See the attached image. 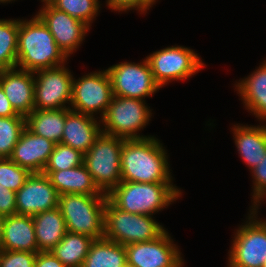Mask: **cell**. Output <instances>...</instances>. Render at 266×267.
Wrapping results in <instances>:
<instances>
[{
    "label": "cell",
    "instance_id": "6da1fadb",
    "mask_svg": "<svg viewBox=\"0 0 266 267\" xmlns=\"http://www.w3.org/2000/svg\"><path fill=\"white\" fill-rule=\"evenodd\" d=\"M154 136L124 139L121 152V181L172 183L168 155Z\"/></svg>",
    "mask_w": 266,
    "mask_h": 267
},
{
    "label": "cell",
    "instance_id": "7a4b0ae2",
    "mask_svg": "<svg viewBox=\"0 0 266 267\" xmlns=\"http://www.w3.org/2000/svg\"><path fill=\"white\" fill-rule=\"evenodd\" d=\"M67 60L49 29L36 15L30 20L19 19L16 68L36 72L62 66Z\"/></svg>",
    "mask_w": 266,
    "mask_h": 267
},
{
    "label": "cell",
    "instance_id": "3957f363",
    "mask_svg": "<svg viewBox=\"0 0 266 267\" xmlns=\"http://www.w3.org/2000/svg\"><path fill=\"white\" fill-rule=\"evenodd\" d=\"M182 196L173 183H138L121 181L107 198L119 209L152 216Z\"/></svg>",
    "mask_w": 266,
    "mask_h": 267
},
{
    "label": "cell",
    "instance_id": "277c9868",
    "mask_svg": "<svg viewBox=\"0 0 266 267\" xmlns=\"http://www.w3.org/2000/svg\"><path fill=\"white\" fill-rule=\"evenodd\" d=\"M106 201L107 195H59L58 208L67 231L93 239L103 238Z\"/></svg>",
    "mask_w": 266,
    "mask_h": 267
},
{
    "label": "cell",
    "instance_id": "5b68a950",
    "mask_svg": "<svg viewBox=\"0 0 266 267\" xmlns=\"http://www.w3.org/2000/svg\"><path fill=\"white\" fill-rule=\"evenodd\" d=\"M165 231L166 229L153 216L123 211L107 198L104 222L106 239L126 246L155 240Z\"/></svg>",
    "mask_w": 266,
    "mask_h": 267
},
{
    "label": "cell",
    "instance_id": "8992f818",
    "mask_svg": "<svg viewBox=\"0 0 266 267\" xmlns=\"http://www.w3.org/2000/svg\"><path fill=\"white\" fill-rule=\"evenodd\" d=\"M124 139L102 132L84 154L83 164L98 188L108 194L121 182V152Z\"/></svg>",
    "mask_w": 266,
    "mask_h": 267
},
{
    "label": "cell",
    "instance_id": "52a82bcc",
    "mask_svg": "<svg viewBox=\"0 0 266 267\" xmlns=\"http://www.w3.org/2000/svg\"><path fill=\"white\" fill-rule=\"evenodd\" d=\"M146 105L145 100L113 96L106 114L101 119L102 132L122 139L150 137L138 133L152 117L151 110Z\"/></svg>",
    "mask_w": 266,
    "mask_h": 267
},
{
    "label": "cell",
    "instance_id": "ba28073f",
    "mask_svg": "<svg viewBox=\"0 0 266 267\" xmlns=\"http://www.w3.org/2000/svg\"><path fill=\"white\" fill-rule=\"evenodd\" d=\"M259 206L250 208L244 225L236 232L229 250L228 267H262L266 260V224L257 218Z\"/></svg>",
    "mask_w": 266,
    "mask_h": 267
},
{
    "label": "cell",
    "instance_id": "9c48e42d",
    "mask_svg": "<svg viewBox=\"0 0 266 267\" xmlns=\"http://www.w3.org/2000/svg\"><path fill=\"white\" fill-rule=\"evenodd\" d=\"M193 49L170 46L155 51L146 59L155 82L162 88L171 81L185 80L206 66Z\"/></svg>",
    "mask_w": 266,
    "mask_h": 267
},
{
    "label": "cell",
    "instance_id": "30bf717a",
    "mask_svg": "<svg viewBox=\"0 0 266 267\" xmlns=\"http://www.w3.org/2000/svg\"><path fill=\"white\" fill-rule=\"evenodd\" d=\"M112 97V84L107 70L91 72L79 79L73 77L71 110L94 117L100 113L101 120Z\"/></svg>",
    "mask_w": 266,
    "mask_h": 267
},
{
    "label": "cell",
    "instance_id": "8fae6325",
    "mask_svg": "<svg viewBox=\"0 0 266 267\" xmlns=\"http://www.w3.org/2000/svg\"><path fill=\"white\" fill-rule=\"evenodd\" d=\"M34 75H37L34 76V110L70 108L73 74L65 64L36 71Z\"/></svg>",
    "mask_w": 266,
    "mask_h": 267
},
{
    "label": "cell",
    "instance_id": "7c38bea8",
    "mask_svg": "<svg viewBox=\"0 0 266 267\" xmlns=\"http://www.w3.org/2000/svg\"><path fill=\"white\" fill-rule=\"evenodd\" d=\"M106 70L111 79L113 96L145 100L161 88L155 82L146 58L141 63L121 62Z\"/></svg>",
    "mask_w": 266,
    "mask_h": 267
},
{
    "label": "cell",
    "instance_id": "4fadbf2b",
    "mask_svg": "<svg viewBox=\"0 0 266 267\" xmlns=\"http://www.w3.org/2000/svg\"><path fill=\"white\" fill-rule=\"evenodd\" d=\"M125 249L127 264L133 267L184 266L181 252L167 231L155 240L131 243Z\"/></svg>",
    "mask_w": 266,
    "mask_h": 267
},
{
    "label": "cell",
    "instance_id": "5bb4252c",
    "mask_svg": "<svg viewBox=\"0 0 266 267\" xmlns=\"http://www.w3.org/2000/svg\"><path fill=\"white\" fill-rule=\"evenodd\" d=\"M36 16L51 32L57 46L70 57L83 43L84 37L89 31L88 25L83 21L54 8L51 4H45Z\"/></svg>",
    "mask_w": 266,
    "mask_h": 267
},
{
    "label": "cell",
    "instance_id": "9a60e30c",
    "mask_svg": "<svg viewBox=\"0 0 266 267\" xmlns=\"http://www.w3.org/2000/svg\"><path fill=\"white\" fill-rule=\"evenodd\" d=\"M59 194L44 173H31L16 192V211L19 215H30L58 207Z\"/></svg>",
    "mask_w": 266,
    "mask_h": 267
},
{
    "label": "cell",
    "instance_id": "2e32d148",
    "mask_svg": "<svg viewBox=\"0 0 266 267\" xmlns=\"http://www.w3.org/2000/svg\"><path fill=\"white\" fill-rule=\"evenodd\" d=\"M34 76L18 68L0 71V87L13 109L24 117L34 110Z\"/></svg>",
    "mask_w": 266,
    "mask_h": 267
},
{
    "label": "cell",
    "instance_id": "e0dca14e",
    "mask_svg": "<svg viewBox=\"0 0 266 267\" xmlns=\"http://www.w3.org/2000/svg\"><path fill=\"white\" fill-rule=\"evenodd\" d=\"M54 146L51 140L35 135L25 127L9 158L31 173H42Z\"/></svg>",
    "mask_w": 266,
    "mask_h": 267
},
{
    "label": "cell",
    "instance_id": "ac0fdd59",
    "mask_svg": "<svg viewBox=\"0 0 266 267\" xmlns=\"http://www.w3.org/2000/svg\"><path fill=\"white\" fill-rule=\"evenodd\" d=\"M97 120L94 116L70 110L66 114L61 144L70 146L82 154L87 153L102 134L101 120Z\"/></svg>",
    "mask_w": 266,
    "mask_h": 267
},
{
    "label": "cell",
    "instance_id": "d6986e66",
    "mask_svg": "<svg viewBox=\"0 0 266 267\" xmlns=\"http://www.w3.org/2000/svg\"><path fill=\"white\" fill-rule=\"evenodd\" d=\"M1 250L38 253L32 216L15 214L4 218Z\"/></svg>",
    "mask_w": 266,
    "mask_h": 267
},
{
    "label": "cell",
    "instance_id": "ffe728a7",
    "mask_svg": "<svg viewBox=\"0 0 266 267\" xmlns=\"http://www.w3.org/2000/svg\"><path fill=\"white\" fill-rule=\"evenodd\" d=\"M42 173L49 177L59 195H107L98 188L84 164L71 169Z\"/></svg>",
    "mask_w": 266,
    "mask_h": 267
},
{
    "label": "cell",
    "instance_id": "44dd1931",
    "mask_svg": "<svg viewBox=\"0 0 266 267\" xmlns=\"http://www.w3.org/2000/svg\"><path fill=\"white\" fill-rule=\"evenodd\" d=\"M244 107L260 121L266 123V61L253 73L235 84Z\"/></svg>",
    "mask_w": 266,
    "mask_h": 267
},
{
    "label": "cell",
    "instance_id": "7402d4cb",
    "mask_svg": "<svg viewBox=\"0 0 266 267\" xmlns=\"http://www.w3.org/2000/svg\"><path fill=\"white\" fill-rule=\"evenodd\" d=\"M239 155L250 170L255 168L266 154V124L258 126L235 125L232 127Z\"/></svg>",
    "mask_w": 266,
    "mask_h": 267
},
{
    "label": "cell",
    "instance_id": "603a6c76",
    "mask_svg": "<svg viewBox=\"0 0 266 267\" xmlns=\"http://www.w3.org/2000/svg\"><path fill=\"white\" fill-rule=\"evenodd\" d=\"M38 252L51 251L67 233L66 223L56 207L32 216Z\"/></svg>",
    "mask_w": 266,
    "mask_h": 267
},
{
    "label": "cell",
    "instance_id": "cb8c5ba5",
    "mask_svg": "<svg viewBox=\"0 0 266 267\" xmlns=\"http://www.w3.org/2000/svg\"><path fill=\"white\" fill-rule=\"evenodd\" d=\"M70 108L59 110H33L25 117V127L35 135L61 143L66 114Z\"/></svg>",
    "mask_w": 266,
    "mask_h": 267
},
{
    "label": "cell",
    "instance_id": "d4e9b609",
    "mask_svg": "<svg viewBox=\"0 0 266 267\" xmlns=\"http://www.w3.org/2000/svg\"><path fill=\"white\" fill-rule=\"evenodd\" d=\"M126 263L125 246L103 237L91 244L82 267H124Z\"/></svg>",
    "mask_w": 266,
    "mask_h": 267
},
{
    "label": "cell",
    "instance_id": "484cf974",
    "mask_svg": "<svg viewBox=\"0 0 266 267\" xmlns=\"http://www.w3.org/2000/svg\"><path fill=\"white\" fill-rule=\"evenodd\" d=\"M94 240L87 235L67 231L50 252L67 267H82Z\"/></svg>",
    "mask_w": 266,
    "mask_h": 267
},
{
    "label": "cell",
    "instance_id": "4316f807",
    "mask_svg": "<svg viewBox=\"0 0 266 267\" xmlns=\"http://www.w3.org/2000/svg\"><path fill=\"white\" fill-rule=\"evenodd\" d=\"M19 19H0V71L16 68Z\"/></svg>",
    "mask_w": 266,
    "mask_h": 267
},
{
    "label": "cell",
    "instance_id": "83f0119b",
    "mask_svg": "<svg viewBox=\"0 0 266 267\" xmlns=\"http://www.w3.org/2000/svg\"><path fill=\"white\" fill-rule=\"evenodd\" d=\"M25 128L22 115L0 117V158H9Z\"/></svg>",
    "mask_w": 266,
    "mask_h": 267
},
{
    "label": "cell",
    "instance_id": "f1b7e54d",
    "mask_svg": "<svg viewBox=\"0 0 266 267\" xmlns=\"http://www.w3.org/2000/svg\"><path fill=\"white\" fill-rule=\"evenodd\" d=\"M99 2V0H53L50 4L90 27L101 8Z\"/></svg>",
    "mask_w": 266,
    "mask_h": 267
},
{
    "label": "cell",
    "instance_id": "f546056e",
    "mask_svg": "<svg viewBox=\"0 0 266 267\" xmlns=\"http://www.w3.org/2000/svg\"><path fill=\"white\" fill-rule=\"evenodd\" d=\"M84 154L74 148L58 143L53 151L43 171H59L71 169L83 164Z\"/></svg>",
    "mask_w": 266,
    "mask_h": 267
},
{
    "label": "cell",
    "instance_id": "4dcf8cb0",
    "mask_svg": "<svg viewBox=\"0 0 266 267\" xmlns=\"http://www.w3.org/2000/svg\"><path fill=\"white\" fill-rule=\"evenodd\" d=\"M31 172L13 162L10 158H0V185L17 192Z\"/></svg>",
    "mask_w": 266,
    "mask_h": 267
},
{
    "label": "cell",
    "instance_id": "1f68e13d",
    "mask_svg": "<svg viewBox=\"0 0 266 267\" xmlns=\"http://www.w3.org/2000/svg\"><path fill=\"white\" fill-rule=\"evenodd\" d=\"M37 253L26 251H0V267H34Z\"/></svg>",
    "mask_w": 266,
    "mask_h": 267
},
{
    "label": "cell",
    "instance_id": "d6a6232c",
    "mask_svg": "<svg viewBox=\"0 0 266 267\" xmlns=\"http://www.w3.org/2000/svg\"><path fill=\"white\" fill-rule=\"evenodd\" d=\"M253 177V206H259L266 197V154L260 163L251 171ZM261 201V202H260Z\"/></svg>",
    "mask_w": 266,
    "mask_h": 267
},
{
    "label": "cell",
    "instance_id": "836d02e7",
    "mask_svg": "<svg viewBox=\"0 0 266 267\" xmlns=\"http://www.w3.org/2000/svg\"><path fill=\"white\" fill-rule=\"evenodd\" d=\"M156 2L155 0H107L106 4L114 11L126 12L133 9L144 14Z\"/></svg>",
    "mask_w": 266,
    "mask_h": 267
},
{
    "label": "cell",
    "instance_id": "e575fe53",
    "mask_svg": "<svg viewBox=\"0 0 266 267\" xmlns=\"http://www.w3.org/2000/svg\"><path fill=\"white\" fill-rule=\"evenodd\" d=\"M16 192L0 185V215L7 217L17 214Z\"/></svg>",
    "mask_w": 266,
    "mask_h": 267
},
{
    "label": "cell",
    "instance_id": "d590c367",
    "mask_svg": "<svg viewBox=\"0 0 266 267\" xmlns=\"http://www.w3.org/2000/svg\"><path fill=\"white\" fill-rule=\"evenodd\" d=\"M34 267H67L50 251L38 252L36 255Z\"/></svg>",
    "mask_w": 266,
    "mask_h": 267
},
{
    "label": "cell",
    "instance_id": "8d00e7d4",
    "mask_svg": "<svg viewBox=\"0 0 266 267\" xmlns=\"http://www.w3.org/2000/svg\"><path fill=\"white\" fill-rule=\"evenodd\" d=\"M19 115L12 107L3 89L0 87V117H11Z\"/></svg>",
    "mask_w": 266,
    "mask_h": 267
},
{
    "label": "cell",
    "instance_id": "74e56055",
    "mask_svg": "<svg viewBox=\"0 0 266 267\" xmlns=\"http://www.w3.org/2000/svg\"><path fill=\"white\" fill-rule=\"evenodd\" d=\"M4 216L0 215V251L2 248V235H3V225H4Z\"/></svg>",
    "mask_w": 266,
    "mask_h": 267
},
{
    "label": "cell",
    "instance_id": "f35d334b",
    "mask_svg": "<svg viewBox=\"0 0 266 267\" xmlns=\"http://www.w3.org/2000/svg\"><path fill=\"white\" fill-rule=\"evenodd\" d=\"M53 0H41V2H44L43 5L45 4H50Z\"/></svg>",
    "mask_w": 266,
    "mask_h": 267
},
{
    "label": "cell",
    "instance_id": "ab89813d",
    "mask_svg": "<svg viewBox=\"0 0 266 267\" xmlns=\"http://www.w3.org/2000/svg\"><path fill=\"white\" fill-rule=\"evenodd\" d=\"M11 1H15V0H0V4H1V3H9V2H11Z\"/></svg>",
    "mask_w": 266,
    "mask_h": 267
},
{
    "label": "cell",
    "instance_id": "60d3db41",
    "mask_svg": "<svg viewBox=\"0 0 266 267\" xmlns=\"http://www.w3.org/2000/svg\"><path fill=\"white\" fill-rule=\"evenodd\" d=\"M124 267H133V266L126 263V265Z\"/></svg>",
    "mask_w": 266,
    "mask_h": 267
},
{
    "label": "cell",
    "instance_id": "b9f144b4",
    "mask_svg": "<svg viewBox=\"0 0 266 267\" xmlns=\"http://www.w3.org/2000/svg\"><path fill=\"white\" fill-rule=\"evenodd\" d=\"M262 267H266V260L264 261V264H263V266Z\"/></svg>",
    "mask_w": 266,
    "mask_h": 267
}]
</instances>
